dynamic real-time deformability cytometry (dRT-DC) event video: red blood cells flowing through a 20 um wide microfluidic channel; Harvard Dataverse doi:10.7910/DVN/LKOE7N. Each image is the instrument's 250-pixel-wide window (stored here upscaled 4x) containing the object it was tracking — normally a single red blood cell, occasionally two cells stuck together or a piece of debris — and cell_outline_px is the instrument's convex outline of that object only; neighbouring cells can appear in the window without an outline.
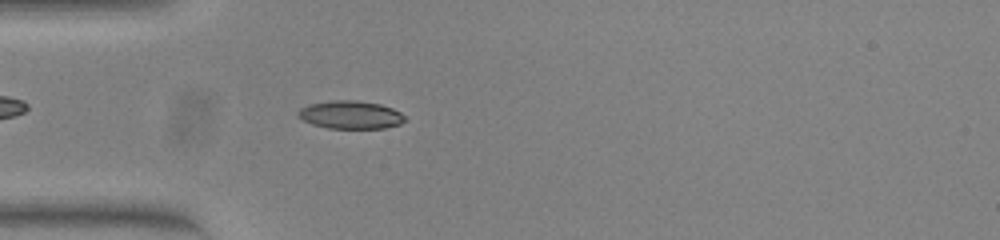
{"species": "common noctule bat (a hibernating species)", "species_latin": "Nyctalus noctula", "temperature_condition": "warm", "stored_images_in_passage": 53, "camera_frame_rate_fps": 3000, "um_per_image_px": 0.085, "animal": {"sex": "female", "body_mass_g": 23.0, "forearm_length_mm": 53.4}, "frame": {"image": 1, "passage_image": 15, "time_ms": 4.667, "image_size_px": [1000, 240], "cell_outline_px": [[408, 120], [400, 124], [384, 128], [328, 128], [312, 124], [296, 116], [296, 112], [300, 108], [308, 104], [332, 100], [356, 100], [380, 104], [392, 108], [400, 112]], "centroid_in_image_um": [29.78, 9.75], "position_along_channel_um": 55.2, "area_um2": 17.57}}
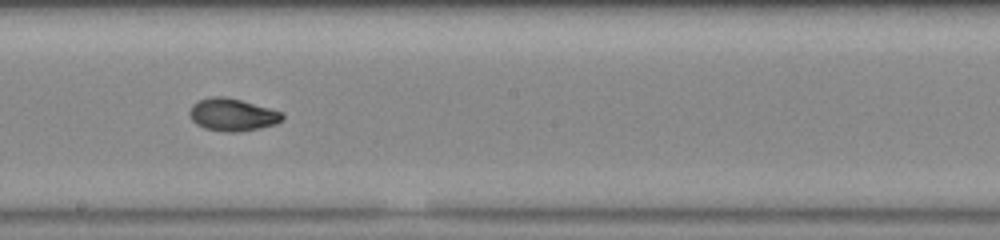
{"frame": {"image": 2, "passage_image": 29, "time_ms": 9.333, "image_size_px": [1000, 240], "cell_outline_px": [[284, 120], [276, 124], [260, 128], [236, 132], [224, 132], [204, 128], [196, 124], [192, 120], [188, 112], [192, 104], [200, 100], [212, 96], [224, 96], [240, 100], [284, 112]], "centroid_in_image_um": [19.77, 9.76], "position_along_channel_um": 228.4, "area_um2": 17.69}}
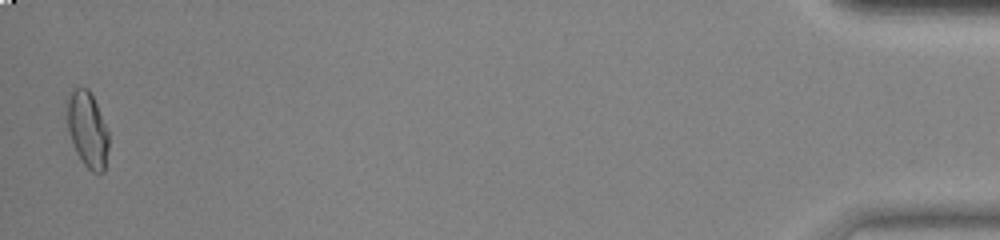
{"frame": {"image": 3, "passage_image": 52, "time_ms": 17.0, "image_size_px": [1000, 240], "cell_outline_px": [[108, 148], [104, 172], [92, 172], [80, 160], [76, 152], [68, 128], [64, 100], [72, 88], [88, 88], [96, 104], [108, 132]], "centroid_in_image_um": [7.39, 10.97], "position_along_channel_um": 427.8, "area_um2": 18.44}, "authors_computed_cell_mechanics": {"area_um2": 17.1088, "velocity_mm_per_s": 3.8398, "shape_relaxation_time_tau1_ms": 9.9853, "shape_relaxation_time_tau2_ms": 1.6075, "deformation_change_tau1": 0.2633, "deformation_change_tau2": 0.0468}}